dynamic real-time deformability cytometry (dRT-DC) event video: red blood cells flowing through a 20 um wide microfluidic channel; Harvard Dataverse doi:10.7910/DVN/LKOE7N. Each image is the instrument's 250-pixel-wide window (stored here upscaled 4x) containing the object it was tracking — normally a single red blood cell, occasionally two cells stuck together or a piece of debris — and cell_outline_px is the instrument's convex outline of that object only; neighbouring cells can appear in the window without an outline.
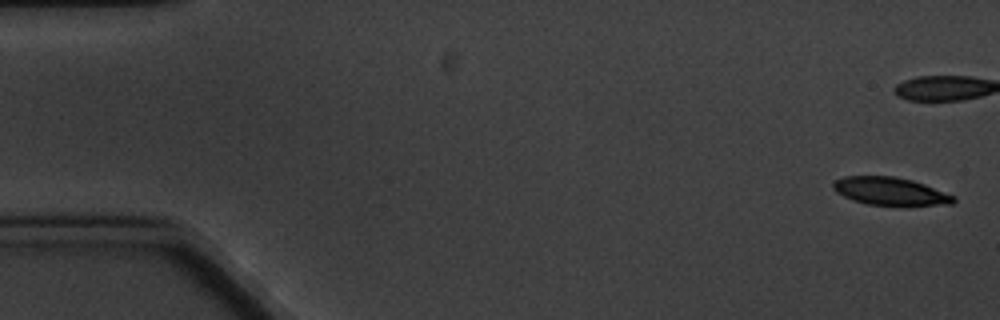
{"species": "common noctule bat (a hibernating species)", "species_latin": "Nyctalus noctula", "temperature_condition": "cold", "stored_images_in_passage": 5, "camera_frame_rate_fps": 3000, "um_per_image_px": 0.085, "animal": {"sex": "male", "body_mass_g": 20.1, "forearm_length_mm": 53.5}, "frame": {"image": 1, "passage_image": 1, "time_ms": 0.0, "image_size_px": [1000, 320], "cell_outline_px": [[956, 200], [952, 204], [908, 208], [868, 204], [852, 200], [836, 192], [832, 188], [832, 184], [836, 180], [844, 176], [892, 176], [912, 180], [924, 184], [956, 196]], "centroid_in_image_um": [75.74, 16.31], "position_along_channel_um": 9.3, "area_um2": 20.35}}